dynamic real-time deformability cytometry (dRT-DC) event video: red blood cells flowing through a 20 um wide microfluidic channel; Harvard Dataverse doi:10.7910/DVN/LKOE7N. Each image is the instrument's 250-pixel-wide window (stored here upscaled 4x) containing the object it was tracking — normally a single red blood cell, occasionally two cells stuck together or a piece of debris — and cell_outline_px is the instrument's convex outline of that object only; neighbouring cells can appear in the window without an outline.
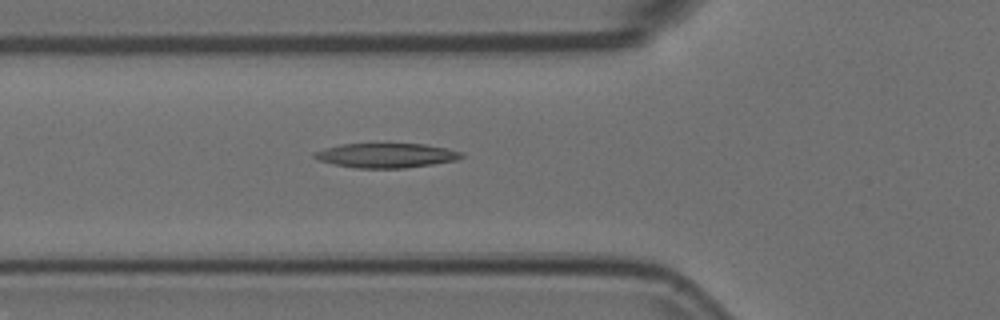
{"species": "Egyptian fruit bat (a non-hibernating species)", "species_latin": "Rousettus aegyptiacus", "temperature_condition": "room temperature", "stored_images_in_passage": 16, "camera_frame_rate_fps": 3000, "um_per_image_px": 0.085, "animal": {"sex": "female"}, "frame": {"image": 1, "passage_image": 3, "time_ms": 0.667, "image_size_px": [1000, 320], "cell_outline_px": [[464, 156], [456, 160], [432, 164], [404, 168], [356, 168], [332, 164], [320, 160], [312, 156], [312, 152], [324, 148], [340, 144], [424, 144], [448, 148], [460, 152]], "centroid_in_image_um": [32.78, 13.21], "position_along_channel_um": 93.0, "area_um2": 20.98}}
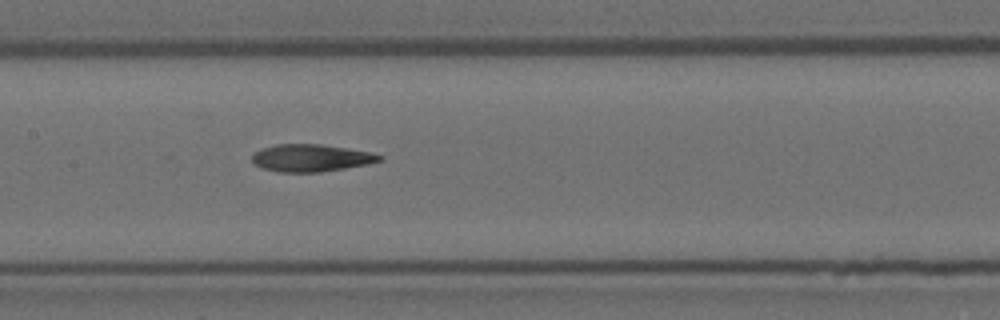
{"frame": {"image": 2, "passage_image": 10, "time_ms": 3.0, "image_size_px": [1000, 320], "cell_outline_px": [[384, 160], [368, 164], [320, 172], [280, 172], [264, 168], [256, 164], [252, 160], [252, 156], [256, 152], [264, 148], [276, 144], [320, 144], [372, 152], [384, 156]], "centroid_in_image_um": [26.5, 13.42], "position_along_channel_um": 180.9, "area_um2": 20.11}}
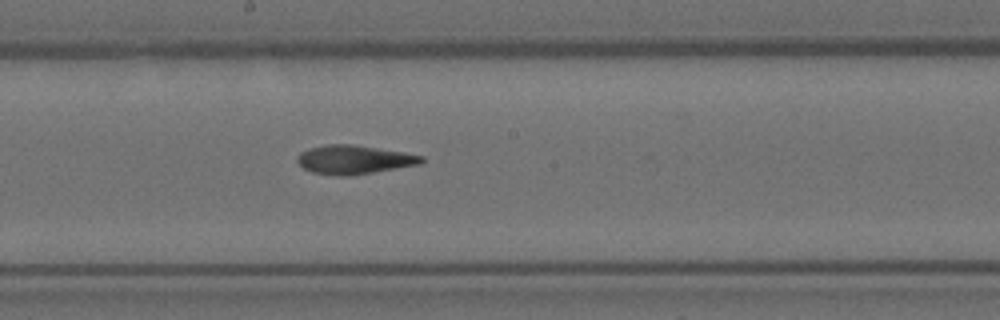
{"frame": {"image": 3, "passage_image": 13, "time_ms": 4.0, "image_size_px": [1000, 320], "cell_outline_px": [[424, 160], [420, 164], [348, 176], [340, 176], [312, 172], [304, 168], [296, 160], [300, 152], [308, 148], [328, 144], [352, 144], [404, 152], [424, 156]], "centroid_in_image_um": [30.08, 13.56], "position_along_channel_um": 218.1, "area_um2": 20.69}}